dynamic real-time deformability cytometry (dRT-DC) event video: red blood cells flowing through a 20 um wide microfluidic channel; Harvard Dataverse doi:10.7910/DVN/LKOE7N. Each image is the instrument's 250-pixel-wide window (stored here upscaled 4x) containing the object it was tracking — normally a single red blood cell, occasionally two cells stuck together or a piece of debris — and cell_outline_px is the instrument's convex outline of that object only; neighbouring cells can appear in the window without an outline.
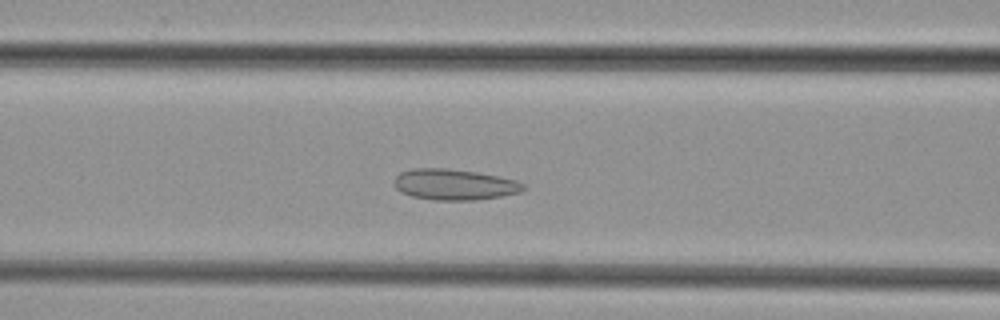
{"species": "common noctule bat (a hibernating species)", "species_latin": "Nyctalus noctula", "temperature_condition": "cold", "stored_images_in_passage": 44, "camera_frame_rate_fps": 3000, "um_per_image_px": 0.085, "animal": {"sex": "female", "body_mass_g": 29.2, "forearm_length_mm": 56.3}, "frame": {"image": 1, "passage_image": 16, "time_ms": 5.0, "image_size_px": [1000, 320], "cell_outline_px": [[528, 188], [520, 192], [500, 196], [476, 200], [432, 200], [412, 196], [400, 192], [396, 188], [396, 176], [400, 172], [412, 168], [448, 168], [476, 172], [500, 176], [516, 180], [524, 184]], "centroid_in_image_um": [38.64, 15.68], "position_along_channel_um": 128.0, "area_um2": 23.35}}
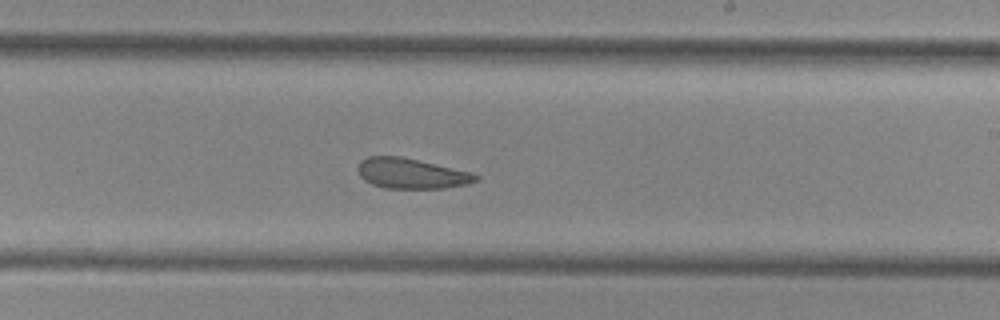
{"frame": {"image": 2, "passage_image": 25, "time_ms": 8.0, "image_size_px": [1000, 320], "cell_outline_px": [[480, 180], [468, 184], [444, 188], [384, 188], [372, 184], [364, 180], [360, 176], [356, 168], [360, 160], [368, 156], [400, 156], [472, 172], [480, 176]], "centroid_in_image_um": [34.96, 14.74], "position_along_channel_um": 254.0, "area_um2": 20.98}}
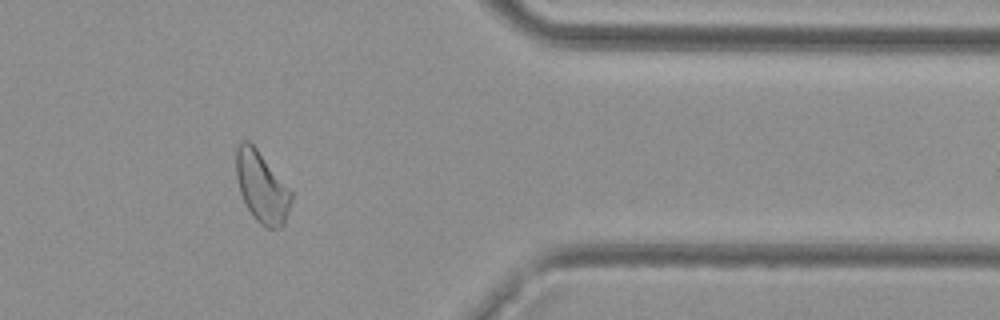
{"frame": {"image": 3, "passage_image": 36, "time_ms": 11.667, "image_size_px": [1000, 320], "cell_outline_px": [[292, 200], [284, 224], [280, 228], [268, 228], [260, 224], [252, 216], [244, 204], [240, 192], [236, 176], [236, 148], [240, 140], [248, 140], [256, 148], [292, 192]], "centroid_in_image_um": [22.23, 15.91], "position_along_channel_um": 389.2, "area_um2": 22.72}}